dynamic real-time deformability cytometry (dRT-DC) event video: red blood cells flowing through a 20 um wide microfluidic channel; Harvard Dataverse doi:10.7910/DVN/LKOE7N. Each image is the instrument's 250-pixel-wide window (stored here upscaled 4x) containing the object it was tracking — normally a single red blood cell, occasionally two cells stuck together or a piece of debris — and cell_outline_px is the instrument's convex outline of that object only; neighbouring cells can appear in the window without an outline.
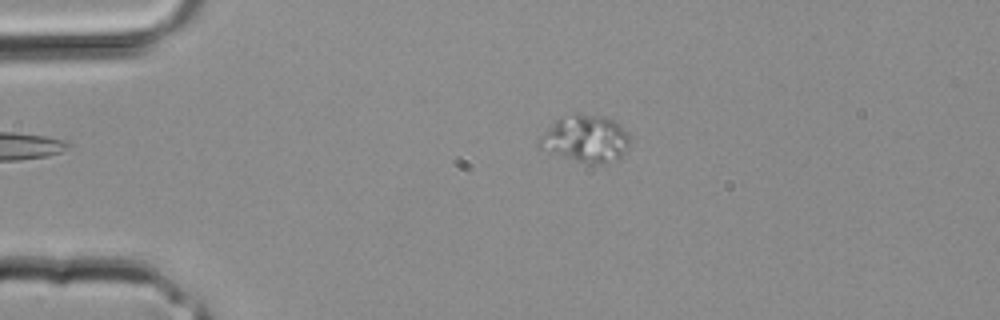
{"species": "common noctule bat (a hibernating species)", "species_latin": "Nyctalus noctula", "temperature_condition": "room temperature", "stored_images_in_passage": 4, "camera_frame_rate_fps": 3000, "um_per_image_px": 0.085, "animal": {"sex": "male", "body_mass_g": 20.4}, "frame": {"image": 1, "passage_image": 3, "time_ms": 0.667, "image_size_px": [1000, 320], "cell_outline_px": [[628, 144], [620, 156], [616, 160], [604, 164], [592, 164], [576, 160], [540, 148], [536, 144], [540, 136], [556, 120], [576, 112], [580, 112], [604, 116], [612, 120], [628, 132]], "centroid_in_image_um": [49.76, 11.77], "position_along_channel_um": 35.2, "area_um2": 24.51}}